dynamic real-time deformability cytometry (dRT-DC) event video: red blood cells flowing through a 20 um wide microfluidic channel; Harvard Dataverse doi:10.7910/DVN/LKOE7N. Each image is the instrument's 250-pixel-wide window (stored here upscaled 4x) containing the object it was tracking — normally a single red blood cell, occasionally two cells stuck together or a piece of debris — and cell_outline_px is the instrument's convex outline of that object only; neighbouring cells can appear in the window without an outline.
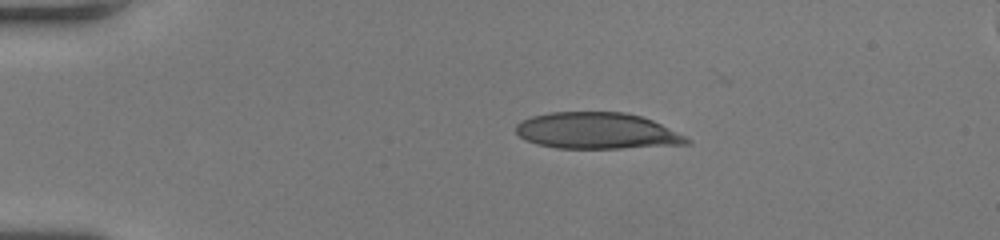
{"species": "human", "species_latin": "Homo sapiens", "temperature_condition": "room temperature", "stored_images_in_passage": 43, "camera_frame_rate_fps": 3000, "um_per_image_px": 0.085, "donor": {"sex": "female"}, "frame": {"image": 1, "passage_image": 1, "time_ms": 0.0, "image_size_px": [1000, 240], "cell_outline_px": [[692, 144], [620, 148], [556, 148], [536, 144], [524, 140], [516, 132], [516, 124], [520, 120], [532, 116], [552, 112], [624, 112], [640, 116], [652, 120], [692, 140]], "centroid_in_image_um": [50.71, 11.12], "position_along_channel_um": 34.3, "area_um2": 36.18}}
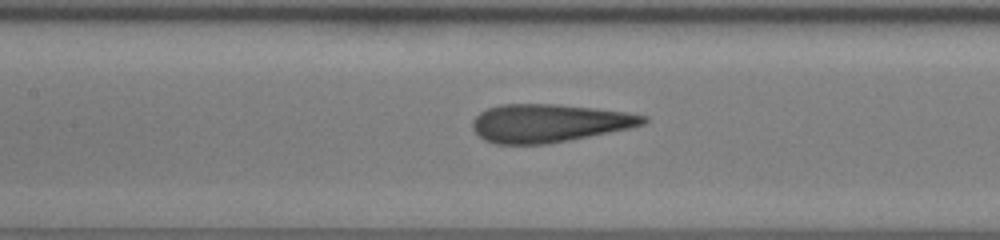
{"frame": {"image": 2, "passage_image": 16, "time_ms": 5.0, "image_size_px": [1000, 240], "cell_outline_px": [[648, 120], [644, 124], [628, 128], [548, 144], [496, 144], [484, 140], [472, 128], [472, 120], [480, 112], [488, 108], [500, 104], [556, 104], [592, 108], [624, 112], [648, 116]], "centroid_in_image_um": [46.62, 10.46], "position_along_channel_um": 160.8, "area_um2": 37.63}}
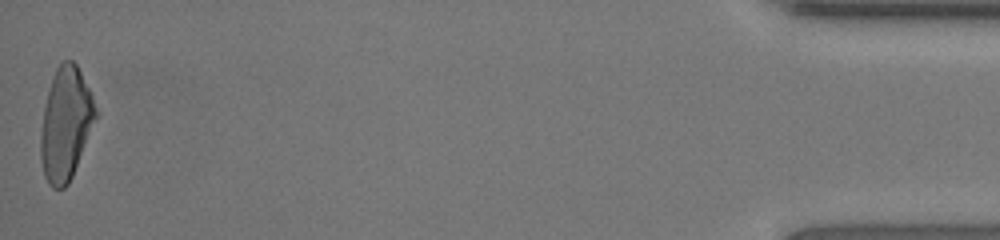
{"frame": {"image": 3, "passage_image": 43, "time_ms": 14.0, "image_size_px": [1000, 240], "cell_outline_px": [[100, 112], [72, 176], [68, 184], [64, 188], [52, 188], [48, 184], [44, 176], [40, 160], [40, 136], [44, 108], [52, 76], [56, 68], [64, 60], [72, 60], [76, 64], [92, 92]], "centroid_in_image_um": [5.61, 10.52], "position_along_channel_um": 429.6, "area_um2": 36.65}, "authors_computed_cell_mechanics": {"area_um2": 38.0902, "velocity_mm_per_s": 4.0523, "shape_relaxation_time_tau1_ms": 11.1963, "shape_relaxation_time_tau2_ms": 1.1058, "deformation_change_tau1": 0.321, "deformation_change_tau2": 0.0976}}